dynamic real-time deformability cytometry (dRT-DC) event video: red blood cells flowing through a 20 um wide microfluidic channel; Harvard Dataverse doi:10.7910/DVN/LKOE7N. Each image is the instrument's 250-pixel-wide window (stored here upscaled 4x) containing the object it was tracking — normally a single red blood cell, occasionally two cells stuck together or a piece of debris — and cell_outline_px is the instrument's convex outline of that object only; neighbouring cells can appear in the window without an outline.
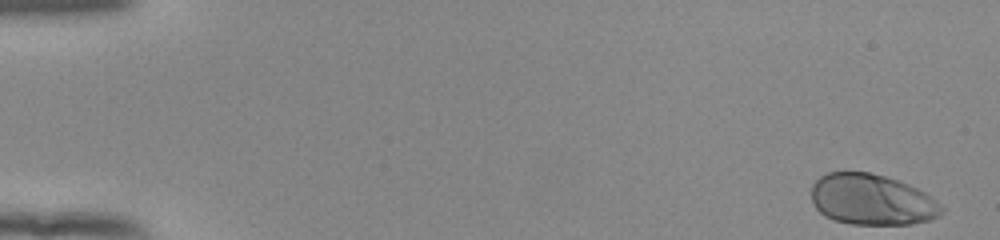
{"species": "human", "species_latin": "Homo sapiens", "temperature_condition": "room temperature", "stored_images_in_passage": 53, "camera_frame_rate_fps": 3000, "um_per_image_px": 0.085, "donor": {"sex": "female"}, "frame": {"image": 1, "passage_image": 1, "time_ms": 0.0, "image_size_px": [1000, 240], "cell_outline_px": [[944, 212], [940, 216], [928, 220], [912, 224], [852, 224], [832, 220], [824, 216], [812, 204], [812, 184], [820, 176], [828, 172], [868, 172], [884, 176], [908, 184], [924, 192], [936, 200], [944, 208]], "centroid_in_image_um": [74.1, 16.98], "position_along_channel_um": 10.9, "area_um2": 38.73}}
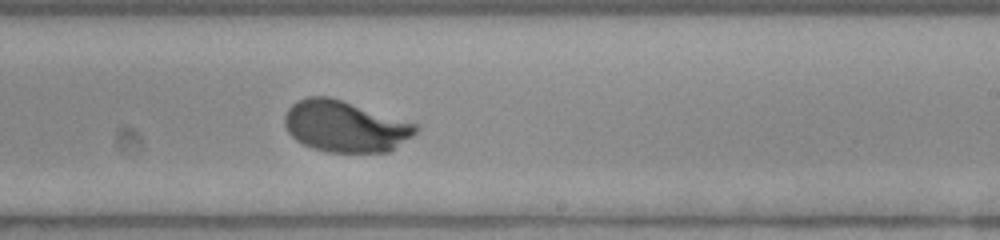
{"frame": {"image": 2, "passage_image": 33, "time_ms": 10.667, "image_size_px": [1000, 240], "cell_outline_px": [[420, 128], [412, 136], [388, 152], [328, 152], [312, 148], [296, 140], [288, 132], [284, 124], [284, 116], [288, 108], [296, 100], [308, 96], [328, 96], [416, 124]], "centroid_in_image_um": [29.29, 10.74], "position_along_channel_um": 259.7, "area_um2": 38.84}}
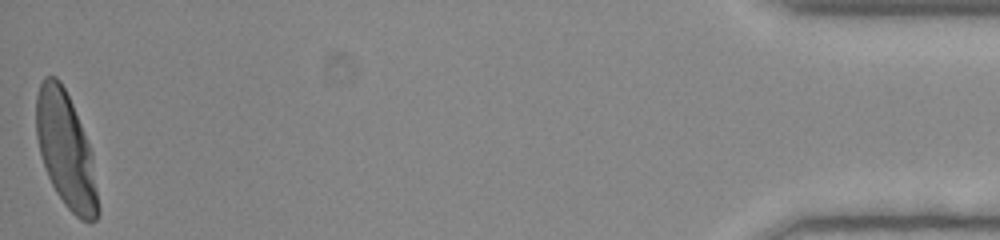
{"frame": {"image": 3, "passage_image": 53, "time_ms": 17.333, "image_size_px": [1000, 240], "cell_outline_px": [[100, 212], [96, 220], [80, 220], [64, 204], [56, 192], [48, 176], [40, 152], [36, 136], [36, 96], [40, 84], [44, 76], [56, 76], [60, 80], [72, 104], [92, 152], [100, 208]], "centroid_in_image_um": [5.6, 12.78], "position_along_channel_um": 429.6, "area_um2": 41.27}, "authors_computed_cell_mechanics": {"area_um2": 38.8416, "velocity_mm_per_s": 3.8485, "shape_relaxation_time_tau1_ms": 3.2056, "shape_relaxation_time_tau2_ms": null, "deformation_change_tau1": 0.1882, "deformation_change_tau2": null}}